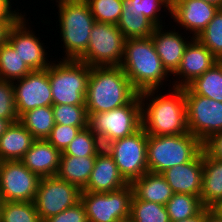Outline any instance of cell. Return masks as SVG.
Wrapping results in <instances>:
<instances>
[{"instance_id":"cell-1","label":"cell","mask_w":222,"mask_h":222,"mask_svg":"<svg viewBox=\"0 0 222 222\" xmlns=\"http://www.w3.org/2000/svg\"><path fill=\"white\" fill-rule=\"evenodd\" d=\"M170 91L171 94L156 96L157 89L139 93L142 128L148 135H179L189 132L184 90L172 87Z\"/></svg>"},{"instance_id":"cell-2","label":"cell","mask_w":222,"mask_h":222,"mask_svg":"<svg viewBox=\"0 0 222 222\" xmlns=\"http://www.w3.org/2000/svg\"><path fill=\"white\" fill-rule=\"evenodd\" d=\"M139 92L120 66L91 67L85 106L88 113H101L130 103Z\"/></svg>"},{"instance_id":"cell-3","label":"cell","mask_w":222,"mask_h":222,"mask_svg":"<svg viewBox=\"0 0 222 222\" xmlns=\"http://www.w3.org/2000/svg\"><path fill=\"white\" fill-rule=\"evenodd\" d=\"M120 67L139 93L160 90L159 87L171 76L164 68L151 37L127 38Z\"/></svg>"},{"instance_id":"cell-4","label":"cell","mask_w":222,"mask_h":222,"mask_svg":"<svg viewBox=\"0 0 222 222\" xmlns=\"http://www.w3.org/2000/svg\"><path fill=\"white\" fill-rule=\"evenodd\" d=\"M59 29L65 57L79 60L86 52L92 27L96 22L85 0H56Z\"/></svg>"},{"instance_id":"cell-5","label":"cell","mask_w":222,"mask_h":222,"mask_svg":"<svg viewBox=\"0 0 222 222\" xmlns=\"http://www.w3.org/2000/svg\"><path fill=\"white\" fill-rule=\"evenodd\" d=\"M202 151V142L190 132L179 135H148V171L162 174L176 165L192 161Z\"/></svg>"},{"instance_id":"cell-6","label":"cell","mask_w":222,"mask_h":222,"mask_svg":"<svg viewBox=\"0 0 222 222\" xmlns=\"http://www.w3.org/2000/svg\"><path fill=\"white\" fill-rule=\"evenodd\" d=\"M61 60L48 67L53 105H85L91 66L79 60Z\"/></svg>"},{"instance_id":"cell-7","label":"cell","mask_w":222,"mask_h":222,"mask_svg":"<svg viewBox=\"0 0 222 222\" xmlns=\"http://www.w3.org/2000/svg\"><path fill=\"white\" fill-rule=\"evenodd\" d=\"M104 148L108 143L130 136L142 127L139 94L128 104L101 113H88L87 126Z\"/></svg>"},{"instance_id":"cell-8","label":"cell","mask_w":222,"mask_h":222,"mask_svg":"<svg viewBox=\"0 0 222 222\" xmlns=\"http://www.w3.org/2000/svg\"><path fill=\"white\" fill-rule=\"evenodd\" d=\"M125 40L116 24L95 22L88 48L79 61L91 67L120 66Z\"/></svg>"},{"instance_id":"cell-9","label":"cell","mask_w":222,"mask_h":222,"mask_svg":"<svg viewBox=\"0 0 222 222\" xmlns=\"http://www.w3.org/2000/svg\"><path fill=\"white\" fill-rule=\"evenodd\" d=\"M147 140L148 134L141 127L134 134L114 140L104 147L128 183L148 172Z\"/></svg>"},{"instance_id":"cell-10","label":"cell","mask_w":222,"mask_h":222,"mask_svg":"<svg viewBox=\"0 0 222 222\" xmlns=\"http://www.w3.org/2000/svg\"><path fill=\"white\" fill-rule=\"evenodd\" d=\"M132 198L130 183L110 192H81L88 222H119L129 218Z\"/></svg>"},{"instance_id":"cell-11","label":"cell","mask_w":222,"mask_h":222,"mask_svg":"<svg viewBox=\"0 0 222 222\" xmlns=\"http://www.w3.org/2000/svg\"><path fill=\"white\" fill-rule=\"evenodd\" d=\"M183 90L188 131L201 142L222 131V102L194 94L187 86Z\"/></svg>"},{"instance_id":"cell-12","label":"cell","mask_w":222,"mask_h":222,"mask_svg":"<svg viewBox=\"0 0 222 222\" xmlns=\"http://www.w3.org/2000/svg\"><path fill=\"white\" fill-rule=\"evenodd\" d=\"M81 190L57 175L42 177L34 200L42 222L81 201Z\"/></svg>"},{"instance_id":"cell-13","label":"cell","mask_w":222,"mask_h":222,"mask_svg":"<svg viewBox=\"0 0 222 222\" xmlns=\"http://www.w3.org/2000/svg\"><path fill=\"white\" fill-rule=\"evenodd\" d=\"M40 179L20 160L0 161V200L33 202Z\"/></svg>"},{"instance_id":"cell-14","label":"cell","mask_w":222,"mask_h":222,"mask_svg":"<svg viewBox=\"0 0 222 222\" xmlns=\"http://www.w3.org/2000/svg\"><path fill=\"white\" fill-rule=\"evenodd\" d=\"M12 83L16 110L19 117L31 109L53 105L48 68L33 70L23 78L17 79Z\"/></svg>"},{"instance_id":"cell-15","label":"cell","mask_w":222,"mask_h":222,"mask_svg":"<svg viewBox=\"0 0 222 222\" xmlns=\"http://www.w3.org/2000/svg\"><path fill=\"white\" fill-rule=\"evenodd\" d=\"M25 16L22 14L10 27L7 42L32 71L47 69L52 62L47 59L44 43L40 42L39 37L27 25Z\"/></svg>"},{"instance_id":"cell-16","label":"cell","mask_w":222,"mask_h":222,"mask_svg":"<svg viewBox=\"0 0 222 222\" xmlns=\"http://www.w3.org/2000/svg\"><path fill=\"white\" fill-rule=\"evenodd\" d=\"M220 7L202 0H171L170 13L174 22L197 38Z\"/></svg>"},{"instance_id":"cell-17","label":"cell","mask_w":222,"mask_h":222,"mask_svg":"<svg viewBox=\"0 0 222 222\" xmlns=\"http://www.w3.org/2000/svg\"><path fill=\"white\" fill-rule=\"evenodd\" d=\"M218 62V59L198 39L193 38L185 48L181 63L174 80L173 87L183 88L190 84L195 78L204 74L208 69ZM176 81V82H175Z\"/></svg>"},{"instance_id":"cell-18","label":"cell","mask_w":222,"mask_h":222,"mask_svg":"<svg viewBox=\"0 0 222 222\" xmlns=\"http://www.w3.org/2000/svg\"><path fill=\"white\" fill-rule=\"evenodd\" d=\"M162 175L174 193L200 197L203 177V150L192 161L167 169Z\"/></svg>"},{"instance_id":"cell-19","label":"cell","mask_w":222,"mask_h":222,"mask_svg":"<svg viewBox=\"0 0 222 222\" xmlns=\"http://www.w3.org/2000/svg\"><path fill=\"white\" fill-rule=\"evenodd\" d=\"M128 184L120 174L113 157L103 148L96 156L89 181L82 192H110Z\"/></svg>"},{"instance_id":"cell-20","label":"cell","mask_w":222,"mask_h":222,"mask_svg":"<svg viewBox=\"0 0 222 222\" xmlns=\"http://www.w3.org/2000/svg\"><path fill=\"white\" fill-rule=\"evenodd\" d=\"M163 27L164 26L155 27L150 37L152 38L156 52L164 68L171 75L179 68L185 48L193 37H190V40L186 41L187 38H183L179 32L175 31V28H173L174 31L169 30V32L165 30L164 32Z\"/></svg>"},{"instance_id":"cell-21","label":"cell","mask_w":222,"mask_h":222,"mask_svg":"<svg viewBox=\"0 0 222 222\" xmlns=\"http://www.w3.org/2000/svg\"><path fill=\"white\" fill-rule=\"evenodd\" d=\"M61 154L46 139H35L20 161L40 178L51 177L58 173Z\"/></svg>"},{"instance_id":"cell-22","label":"cell","mask_w":222,"mask_h":222,"mask_svg":"<svg viewBox=\"0 0 222 222\" xmlns=\"http://www.w3.org/2000/svg\"><path fill=\"white\" fill-rule=\"evenodd\" d=\"M130 185L133 189V195L144 201L166 205L174 195L164 176L158 173L148 171L140 178L134 179Z\"/></svg>"},{"instance_id":"cell-23","label":"cell","mask_w":222,"mask_h":222,"mask_svg":"<svg viewBox=\"0 0 222 222\" xmlns=\"http://www.w3.org/2000/svg\"><path fill=\"white\" fill-rule=\"evenodd\" d=\"M35 138L19 122H14L0 137V161L21 160Z\"/></svg>"},{"instance_id":"cell-24","label":"cell","mask_w":222,"mask_h":222,"mask_svg":"<svg viewBox=\"0 0 222 222\" xmlns=\"http://www.w3.org/2000/svg\"><path fill=\"white\" fill-rule=\"evenodd\" d=\"M200 198L205 208L222 201V161L210 158L204 151Z\"/></svg>"},{"instance_id":"cell-25","label":"cell","mask_w":222,"mask_h":222,"mask_svg":"<svg viewBox=\"0 0 222 222\" xmlns=\"http://www.w3.org/2000/svg\"><path fill=\"white\" fill-rule=\"evenodd\" d=\"M95 159L96 156L61 155L57 176L77 186L82 191L89 181Z\"/></svg>"},{"instance_id":"cell-26","label":"cell","mask_w":222,"mask_h":222,"mask_svg":"<svg viewBox=\"0 0 222 222\" xmlns=\"http://www.w3.org/2000/svg\"><path fill=\"white\" fill-rule=\"evenodd\" d=\"M19 122L35 139H46L55 124L52 106H42L26 111L19 117Z\"/></svg>"},{"instance_id":"cell-27","label":"cell","mask_w":222,"mask_h":222,"mask_svg":"<svg viewBox=\"0 0 222 222\" xmlns=\"http://www.w3.org/2000/svg\"><path fill=\"white\" fill-rule=\"evenodd\" d=\"M187 87L197 95L222 102V61H218Z\"/></svg>"},{"instance_id":"cell-28","label":"cell","mask_w":222,"mask_h":222,"mask_svg":"<svg viewBox=\"0 0 222 222\" xmlns=\"http://www.w3.org/2000/svg\"><path fill=\"white\" fill-rule=\"evenodd\" d=\"M165 206L170 222L194 217L205 208L200 197L184 193H174Z\"/></svg>"},{"instance_id":"cell-29","label":"cell","mask_w":222,"mask_h":222,"mask_svg":"<svg viewBox=\"0 0 222 222\" xmlns=\"http://www.w3.org/2000/svg\"><path fill=\"white\" fill-rule=\"evenodd\" d=\"M32 70L23 62L14 48L6 41L0 46V79L15 81Z\"/></svg>"},{"instance_id":"cell-30","label":"cell","mask_w":222,"mask_h":222,"mask_svg":"<svg viewBox=\"0 0 222 222\" xmlns=\"http://www.w3.org/2000/svg\"><path fill=\"white\" fill-rule=\"evenodd\" d=\"M163 6V7H162ZM171 0H124L122 13L143 15L156 27L164 26L159 15L164 7L170 12Z\"/></svg>"},{"instance_id":"cell-31","label":"cell","mask_w":222,"mask_h":222,"mask_svg":"<svg viewBox=\"0 0 222 222\" xmlns=\"http://www.w3.org/2000/svg\"><path fill=\"white\" fill-rule=\"evenodd\" d=\"M0 222H42L33 202L1 201Z\"/></svg>"},{"instance_id":"cell-32","label":"cell","mask_w":222,"mask_h":222,"mask_svg":"<svg viewBox=\"0 0 222 222\" xmlns=\"http://www.w3.org/2000/svg\"><path fill=\"white\" fill-rule=\"evenodd\" d=\"M130 217L135 222H170L165 205L137 199L131 201Z\"/></svg>"},{"instance_id":"cell-33","label":"cell","mask_w":222,"mask_h":222,"mask_svg":"<svg viewBox=\"0 0 222 222\" xmlns=\"http://www.w3.org/2000/svg\"><path fill=\"white\" fill-rule=\"evenodd\" d=\"M102 149L103 147L99 138L86 127L80 130L61 155H72L76 157L97 156Z\"/></svg>"},{"instance_id":"cell-34","label":"cell","mask_w":222,"mask_h":222,"mask_svg":"<svg viewBox=\"0 0 222 222\" xmlns=\"http://www.w3.org/2000/svg\"><path fill=\"white\" fill-rule=\"evenodd\" d=\"M116 25L126 39L150 37L156 27L145 16L133 13H122Z\"/></svg>"},{"instance_id":"cell-35","label":"cell","mask_w":222,"mask_h":222,"mask_svg":"<svg viewBox=\"0 0 222 222\" xmlns=\"http://www.w3.org/2000/svg\"><path fill=\"white\" fill-rule=\"evenodd\" d=\"M196 39L211 51L218 61H222V8Z\"/></svg>"},{"instance_id":"cell-36","label":"cell","mask_w":222,"mask_h":222,"mask_svg":"<svg viewBox=\"0 0 222 222\" xmlns=\"http://www.w3.org/2000/svg\"><path fill=\"white\" fill-rule=\"evenodd\" d=\"M96 22L117 24L124 0H85Z\"/></svg>"},{"instance_id":"cell-37","label":"cell","mask_w":222,"mask_h":222,"mask_svg":"<svg viewBox=\"0 0 222 222\" xmlns=\"http://www.w3.org/2000/svg\"><path fill=\"white\" fill-rule=\"evenodd\" d=\"M55 124L88 126V112L85 105H52Z\"/></svg>"},{"instance_id":"cell-38","label":"cell","mask_w":222,"mask_h":222,"mask_svg":"<svg viewBox=\"0 0 222 222\" xmlns=\"http://www.w3.org/2000/svg\"><path fill=\"white\" fill-rule=\"evenodd\" d=\"M87 126H70L63 124H54L50 135L46 140L61 152L71 143L81 129Z\"/></svg>"},{"instance_id":"cell-39","label":"cell","mask_w":222,"mask_h":222,"mask_svg":"<svg viewBox=\"0 0 222 222\" xmlns=\"http://www.w3.org/2000/svg\"><path fill=\"white\" fill-rule=\"evenodd\" d=\"M0 118L19 120L16 110L13 83L0 79Z\"/></svg>"},{"instance_id":"cell-40","label":"cell","mask_w":222,"mask_h":222,"mask_svg":"<svg viewBox=\"0 0 222 222\" xmlns=\"http://www.w3.org/2000/svg\"><path fill=\"white\" fill-rule=\"evenodd\" d=\"M44 222H88L84 204L79 201L57 215L51 216Z\"/></svg>"},{"instance_id":"cell-41","label":"cell","mask_w":222,"mask_h":222,"mask_svg":"<svg viewBox=\"0 0 222 222\" xmlns=\"http://www.w3.org/2000/svg\"><path fill=\"white\" fill-rule=\"evenodd\" d=\"M202 150L210 158L222 161V131L212 134L203 141Z\"/></svg>"},{"instance_id":"cell-42","label":"cell","mask_w":222,"mask_h":222,"mask_svg":"<svg viewBox=\"0 0 222 222\" xmlns=\"http://www.w3.org/2000/svg\"><path fill=\"white\" fill-rule=\"evenodd\" d=\"M21 15H2L0 17V46L7 41V34L10 27Z\"/></svg>"},{"instance_id":"cell-43","label":"cell","mask_w":222,"mask_h":222,"mask_svg":"<svg viewBox=\"0 0 222 222\" xmlns=\"http://www.w3.org/2000/svg\"><path fill=\"white\" fill-rule=\"evenodd\" d=\"M11 0H0V17L2 15H22L19 10H11Z\"/></svg>"},{"instance_id":"cell-44","label":"cell","mask_w":222,"mask_h":222,"mask_svg":"<svg viewBox=\"0 0 222 222\" xmlns=\"http://www.w3.org/2000/svg\"><path fill=\"white\" fill-rule=\"evenodd\" d=\"M204 222H222L210 208H204Z\"/></svg>"},{"instance_id":"cell-45","label":"cell","mask_w":222,"mask_h":222,"mask_svg":"<svg viewBox=\"0 0 222 222\" xmlns=\"http://www.w3.org/2000/svg\"><path fill=\"white\" fill-rule=\"evenodd\" d=\"M19 120H8L0 118V137L6 132V130L11 126L12 123Z\"/></svg>"},{"instance_id":"cell-46","label":"cell","mask_w":222,"mask_h":222,"mask_svg":"<svg viewBox=\"0 0 222 222\" xmlns=\"http://www.w3.org/2000/svg\"><path fill=\"white\" fill-rule=\"evenodd\" d=\"M175 222H204V209L196 216Z\"/></svg>"},{"instance_id":"cell-47","label":"cell","mask_w":222,"mask_h":222,"mask_svg":"<svg viewBox=\"0 0 222 222\" xmlns=\"http://www.w3.org/2000/svg\"><path fill=\"white\" fill-rule=\"evenodd\" d=\"M216 215L222 220V201H218L214 206L210 208Z\"/></svg>"},{"instance_id":"cell-48","label":"cell","mask_w":222,"mask_h":222,"mask_svg":"<svg viewBox=\"0 0 222 222\" xmlns=\"http://www.w3.org/2000/svg\"><path fill=\"white\" fill-rule=\"evenodd\" d=\"M208 3H212L220 8H222V0H202Z\"/></svg>"},{"instance_id":"cell-49","label":"cell","mask_w":222,"mask_h":222,"mask_svg":"<svg viewBox=\"0 0 222 222\" xmlns=\"http://www.w3.org/2000/svg\"><path fill=\"white\" fill-rule=\"evenodd\" d=\"M119 222H135L131 217L123 219L122 221Z\"/></svg>"}]
</instances>
